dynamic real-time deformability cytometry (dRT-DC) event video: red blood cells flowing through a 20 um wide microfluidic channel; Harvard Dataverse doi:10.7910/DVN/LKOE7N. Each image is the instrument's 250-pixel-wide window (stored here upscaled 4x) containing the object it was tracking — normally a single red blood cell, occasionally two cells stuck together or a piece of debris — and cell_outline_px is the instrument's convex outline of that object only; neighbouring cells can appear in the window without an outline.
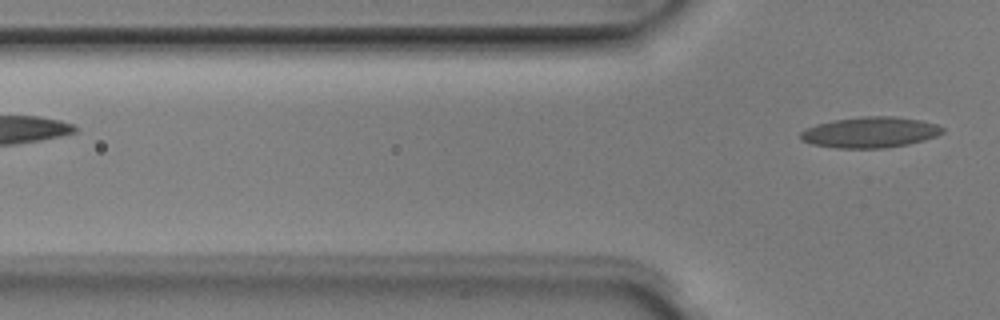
{"species": "Egyptian fruit bat (a non-hibernating species)", "species_latin": "Rousettus aegyptiacus", "temperature_condition": "room temperature", "stored_images_in_passage": 2, "camera_frame_rate_fps": 3000, "um_per_image_px": 0.085, "animal": {"sex": "male"}, "frame": {"image": 1, "passage_image": 2, "time_ms": 0.333, "image_size_px": [1000, 320], "cell_outline_px": [[944, 132], [936, 136], [924, 140], [908, 144], [884, 148], [836, 148], [812, 144], [800, 140], [800, 132], [804, 128], [816, 124], [832, 120], [864, 116], [892, 116], [920, 120], [936, 124], [944, 128]], "centroid_in_image_um": [73.93, 11.24], "position_along_channel_um": 51.9, "area_um2": 25.61}}